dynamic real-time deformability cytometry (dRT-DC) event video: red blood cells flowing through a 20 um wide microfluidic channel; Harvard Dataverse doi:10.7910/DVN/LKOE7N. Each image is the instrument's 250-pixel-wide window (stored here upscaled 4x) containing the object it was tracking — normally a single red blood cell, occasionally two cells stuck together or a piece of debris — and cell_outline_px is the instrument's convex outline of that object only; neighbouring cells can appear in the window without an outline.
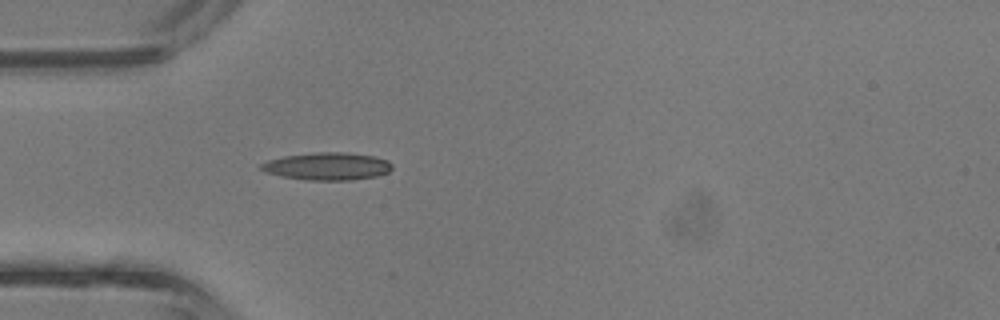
{"species": "common noctule bat (a hibernating species)", "species_latin": "Nyctalus noctula", "temperature_condition": "room temperature", "stored_images_in_passage": 4, "camera_frame_rate_fps": 3000, "um_per_image_px": 0.085, "animal": {"sex": "male", "body_mass_g": 13.3}, "frame": {"image": 1, "passage_image": 1, "time_ms": 0.0, "image_size_px": [1000, 320], "cell_outline_px": [[392, 168], [388, 172], [376, 176], [352, 180], [308, 180], [280, 176], [264, 172], [260, 168], [260, 164], [268, 160], [284, 156], [312, 152], [348, 152], [372, 156], [388, 160], [392, 164]], "centroid_in_image_um": [27.8, 14.13], "position_along_channel_um": 57.2, "area_um2": 21.15}}